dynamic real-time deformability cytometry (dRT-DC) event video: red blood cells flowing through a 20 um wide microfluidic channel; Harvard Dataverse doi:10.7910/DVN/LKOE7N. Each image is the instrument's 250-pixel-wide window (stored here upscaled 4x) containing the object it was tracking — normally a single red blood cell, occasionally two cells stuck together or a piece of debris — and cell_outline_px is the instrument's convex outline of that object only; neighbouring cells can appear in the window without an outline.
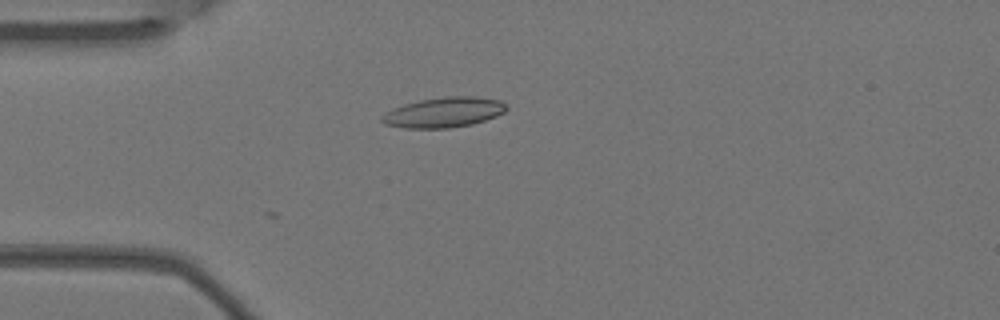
{"species": "Egyptian fruit bat (a non-hibernating species)", "species_latin": "Rousettus aegyptiacus", "temperature_condition": "warm", "stored_images_in_passage": 3, "camera_frame_rate_fps": 3000, "um_per_image_px": 0.085, "animal": {"sex": "female"}, "frame": {"image": 1, "passage_image": 2, "time_ms": 0.333, "image_size_px": [1000, 320], "cell_outline_px": [[508, 108], [504, 112], [496, 116], [472, 124], [448, 128], [404, 128], [384, 124], [380, 120], [380, 116], [384, 112], [404, 104], [420, 100], [444, 96], [476, 96], [500, 100], [508, 104]], "centroid_in_image_um": [37.72, 9.54], "position_along_channel_um": 47.3, "area_um2": 22.08}}